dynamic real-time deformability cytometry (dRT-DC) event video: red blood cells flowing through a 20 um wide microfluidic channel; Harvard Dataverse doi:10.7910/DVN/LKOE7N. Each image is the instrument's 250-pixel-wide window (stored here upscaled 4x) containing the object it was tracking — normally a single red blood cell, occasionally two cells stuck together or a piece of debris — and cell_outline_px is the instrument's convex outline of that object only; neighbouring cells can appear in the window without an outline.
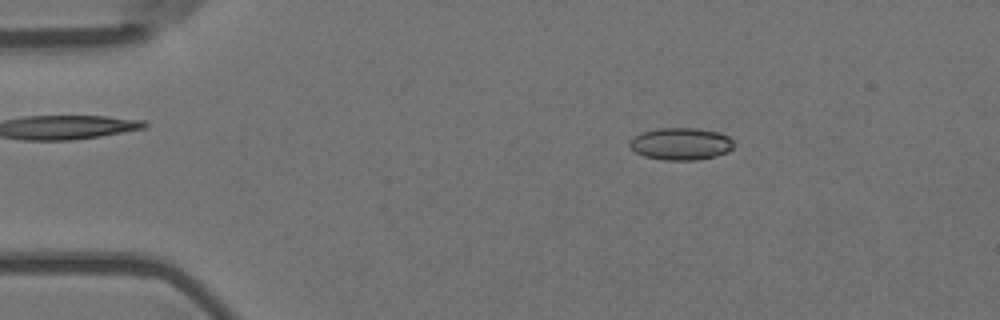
{"species": "Egyptian fruit bat (a non-hibernating species)", "species_latin": "Rousettus aegyptiacus", "temperature_condition": "room temperature", "stored_images_in_passage": 55, "camera_frame_rate_fps": 3000, "um_per_image_px": 0.085, "animal": {"sex": "female"}, "frame": {"image": 1, "passage_image": 10, "time_ms": 3.0, "image_size_px": [1000, 320], "cell_outline_px": [[736, 144], [728, 152], [716, 156], [696, 160], [664, 160], [644, 156], [636, 152], [628, 144], [636, 136], [644, 132], [660, 128], [696, 128], [716, 132], [728, 136]], "centroid_in_image_um": [57.92, 12.24], "position_along_channel_um": 27.1, "area_um2": 19.36}}
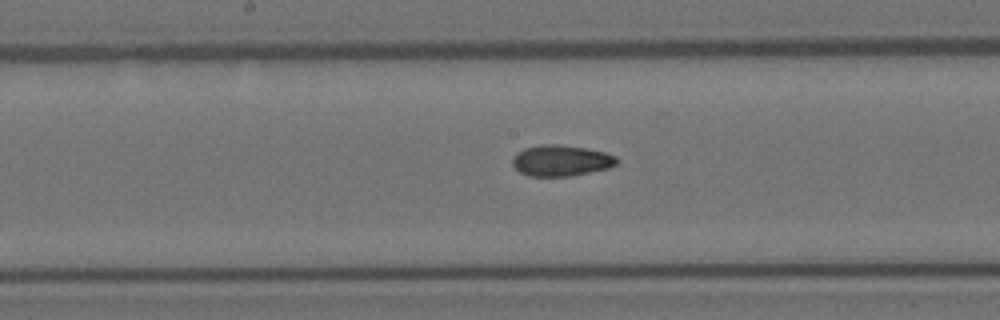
{"frame": {"image": 2, "passage_image": 29, "time_ms": 9.333, "image_size_px": [1000, 320], "cell_outline_px": [[620, 160], [616, 164], [608, 168], [568, 176], [528, 176], [520, 172], [512, 164], [512, 160], [516, 152], [524, 148], [544, 144], [556, 144], [584, 148], [604, 152], [616, 156]], "centroid_in_image_um": [47.67, 13.64], "position_along_channel_um": 200.5, "area_um2": 18.73}}
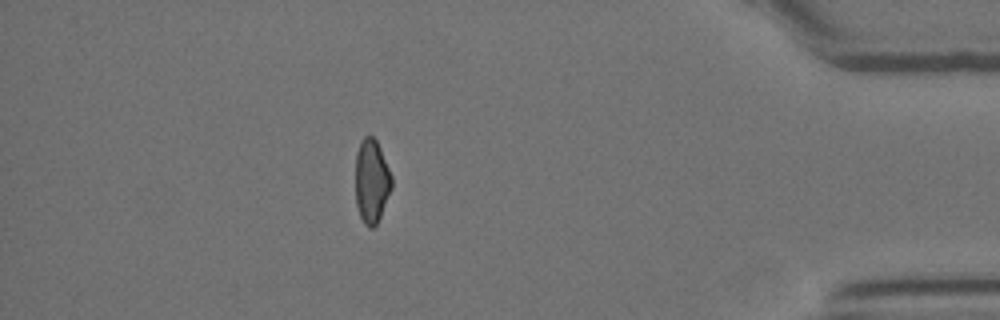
{"frame": {"image": 3, "passage_image": 49, "time_ms": 16.0, "image_size_px": [1000, 320], "cell_outline_px": [[392, 188], [380, 216], [376, 224], [372, 228], [368, 228], [364, 224], [360, 216], [356, 204], [356, 152], [360, 140], [364, 136], [372, 136], [376, 140], [380, 148], [392, 176]], "centroid_in_image_um": [31.58, 15.39], "position_along_channel_um": 403.6, "area_um2": 17.69}, "authors_computed_cell_mechanics": {"area_um2": 18.9584, "velocity_mm_per_s": 3.7106, "shape_relaxation_time_tau1_ms": null, "shape_relaxation_time_tau2_ms": 4.4039, "deformation_change_tau1": null, "deformation_change_tau2": 0.1011}}